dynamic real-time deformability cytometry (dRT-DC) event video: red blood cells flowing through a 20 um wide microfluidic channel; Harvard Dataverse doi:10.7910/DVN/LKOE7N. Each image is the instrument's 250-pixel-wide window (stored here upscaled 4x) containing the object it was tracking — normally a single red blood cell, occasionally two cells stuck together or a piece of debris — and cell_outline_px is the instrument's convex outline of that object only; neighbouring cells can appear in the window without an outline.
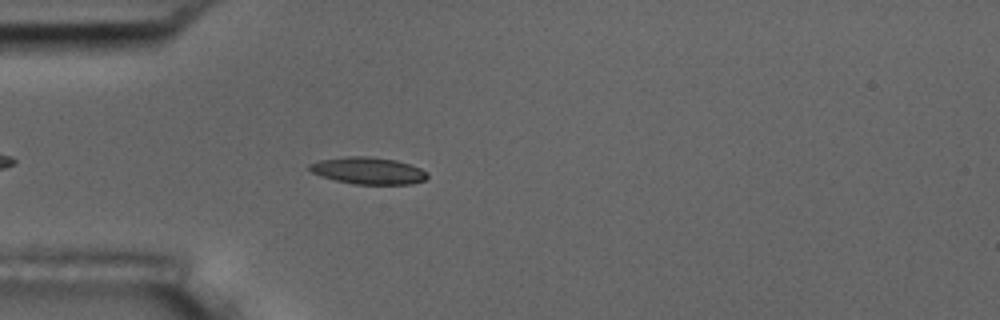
{"species": "common noctule bat (a hibernating species)", "species_latin": "Nyctalus noctula", "temperature_condition": "room temperature", "stored_images_in_passage": 5, "camera_frame_rate_fps": 3000, "um_per_image_px": 0.085, "animal": {"sex": "male", "body_mass_g": 17.5, "forearm_length_mm": 52.3}, "frame": {"image": 1, "passage_image": 5, "time_ms": 4.667, "image_size_px": [1000, 320], "cell_outline_px": [[428, 176], [424, 180], [412, 184], [356, 184], [336, 180], [320, 176], [312, 172], [308, 168], [308, 164], [320, 160], [348, 156], [368, 156], [396, 160], [420, 168], [428, 172]], "centroid_in_image_um": [31.29, 14.5], "position_along_channel_um": 53.7, "area_um2": 18.44}}